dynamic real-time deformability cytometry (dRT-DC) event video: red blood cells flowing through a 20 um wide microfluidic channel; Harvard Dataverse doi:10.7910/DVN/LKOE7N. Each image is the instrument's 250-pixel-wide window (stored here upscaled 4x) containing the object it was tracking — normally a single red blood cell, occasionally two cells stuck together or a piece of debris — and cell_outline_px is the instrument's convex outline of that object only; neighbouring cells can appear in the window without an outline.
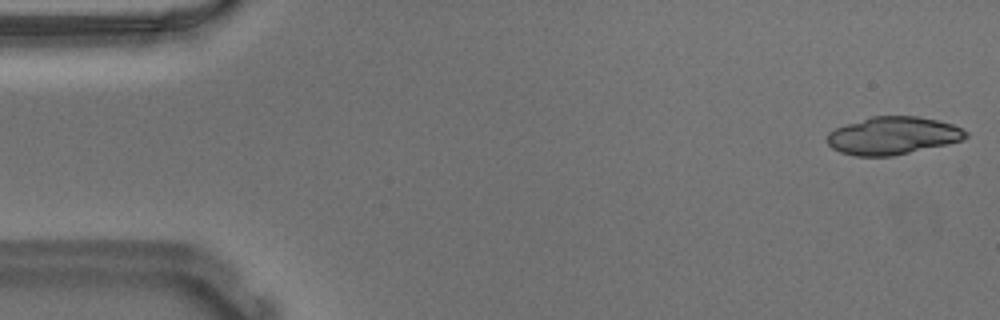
{"species": "Egyptian fruit bat (a non-hibernating species)", "species_latin": "Rousettus aegyptiacus", "temperature_condition": "warm", "stored_images_in_passage": 26, "segment_of_instrument_passage": [1, 2], "camera_frame_rate_fps": 3000, "um_per_image_px": 0.085, "animal": {"sex": "male"}, "frame": {"image": 1, "passage_image": 1, "time_ms": 0.0, "image_size_px": [1000, 320], "cell_outline_px": [[968, 136], [964, 140], [892, 156], [856, 156], [840, 152], [832, 148], [828, 144], [828, 132], [836, 128], [872, 116], [916, 116], [936, 120], [952, 124], [968, 132]], "centroid_in_image_um": [75.9, 11.53], "position_along_channel_um": 9.1, "area_um2": 30.17}}
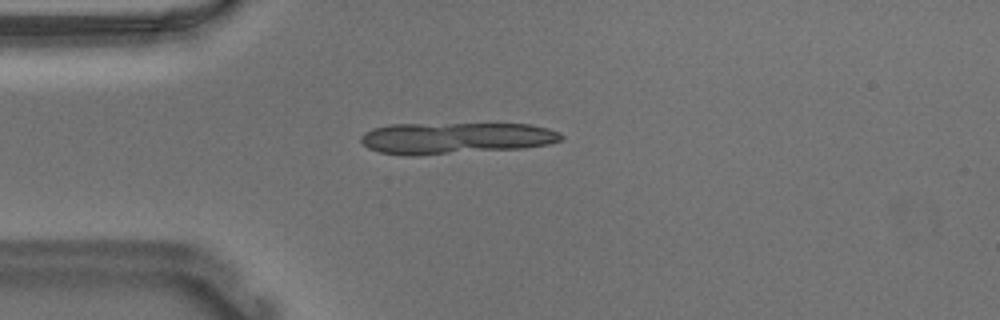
{"frame": {"image": 2, "passage_image": 13, "time_ms": 4.0, "image_size_px": [1000, 320], "cell_outline_px": [[564, 140], [548, 144], [524, 148], [416, 156], [404, 156], [380, 152], [368, 148], [360, 140], [360, 136], [364, 132], [372, 128], [388, 124], [532, 124], [548, 128], [560, 132], [564, 136]], "centroid_in_image_um": [38.73, 11.74], "position_along_channel_um": 46.3, "area_um2": 37.22}}